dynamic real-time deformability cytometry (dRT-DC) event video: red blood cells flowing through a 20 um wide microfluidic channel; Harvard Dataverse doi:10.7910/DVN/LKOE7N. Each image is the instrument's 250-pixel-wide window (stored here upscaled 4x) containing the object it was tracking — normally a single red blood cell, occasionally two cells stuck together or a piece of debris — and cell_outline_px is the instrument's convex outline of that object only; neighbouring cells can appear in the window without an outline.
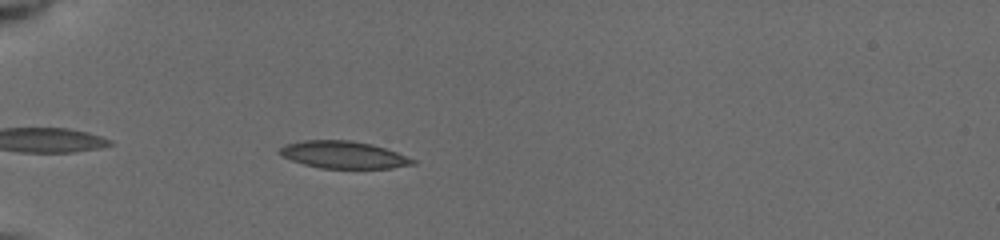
{"species": "common noctule bat (a hibernating species)", "species_latin": "Nyctalus noctula", "temperature_condition": "cold", "stored_images_in_passage": 20, "camera_frame_rate_fps": 3000, "um_per_image_px": 0.085, "animal": {"sex": "female", "body_mass_g": 19.5, "forearm_length_mm": 54.1}, "frame": {"image": 1, "passage_image": 9, "time_ms": 3.333, "image_size_px": [1000, 240], "cell_outline_px": [[416, 164], [392, 168], [320, 168], [304, 164], [280, 156], [276, 152], [284, 144], [304, 140], [352, 140], [372, 144], [396, 152], [416, 160]], "centroid_in_image_um": [29.16, 13.15], "position_along_channel_um": 55.8, "area_um2": 21.21}}
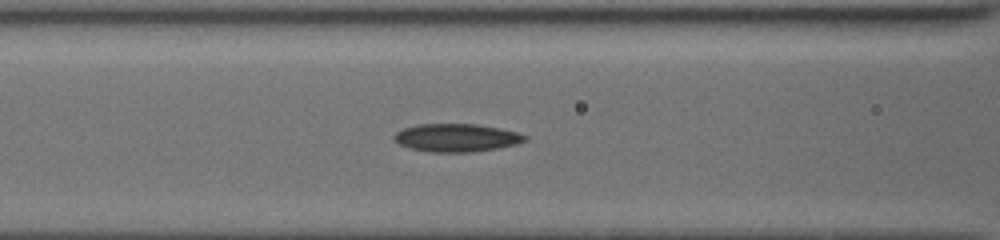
{"frame": {"image": 2, "passage_image": 14, "time_ms": 5.667, "image_size_px": [1000, 240], "cell_outline_px": [[528, 140], [516, 144], [496, 148], [472, 152], [428, 152], [408, 148], [400, 144], [392, 136], [396, 132], [404, 128], [416, 124], [476, 124], [500, 128], [516, 132], [528, 136]], "centroid_in_image_um": [38.79, 11.71], "position_along_channel_um": 127.8, "area_um2": 21.39}}
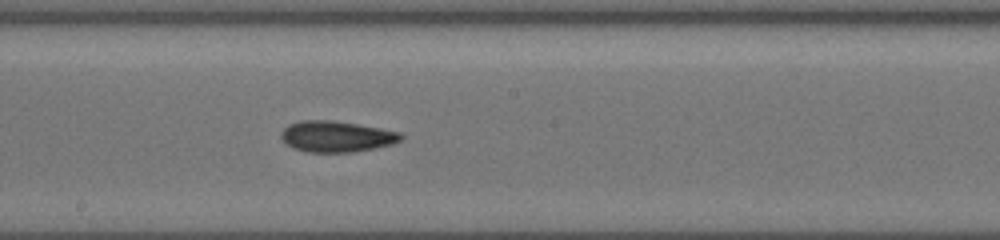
{"frame": {"image": 3, "passage_image": 20, "time_ms": 8.0, "image_size_px": [1000, 240], "cell_outline_px": [[404, 136], [400, 140], [392, 144], [376, 148], [352, 152], [308, 152], [292, 148], [284, 144], [280, 136], [280, 132], [288, 124], [300, 120], [332, 120], [380, 128], [400, 132]], "centroid_in_image_um": [28.55, 11.6], "position_along_channel_um": 219.7, "area_um2": 21.85}}